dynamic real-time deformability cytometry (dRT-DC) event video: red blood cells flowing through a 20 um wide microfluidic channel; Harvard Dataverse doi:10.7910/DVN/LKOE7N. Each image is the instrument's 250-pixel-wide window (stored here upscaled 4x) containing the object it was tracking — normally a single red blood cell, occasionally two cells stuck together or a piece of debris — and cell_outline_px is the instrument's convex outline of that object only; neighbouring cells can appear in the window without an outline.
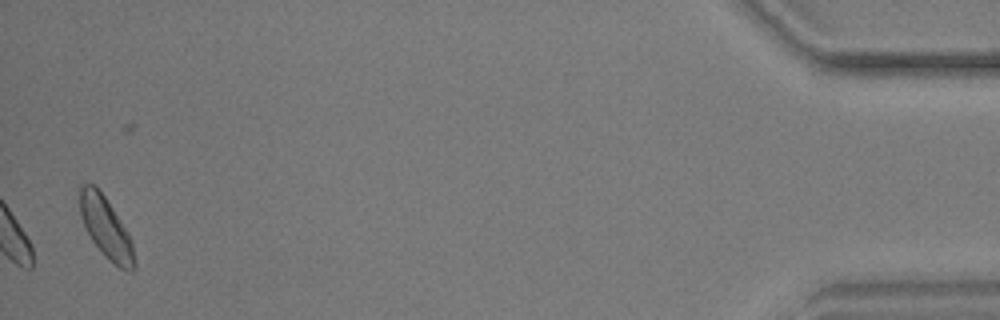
{"species": "common noctule bat (a hibernating species)", "species_latin": "Nyctalus noctula", "temperature_condition": "warm", "stored_images_in_passage": 37, "camera_frame_rate_fps": 3000, "um_per_image_px": 0.085, "animal": {"sex": "male", "body_mass_g": 17.9, "forearm_length_mm": 54.2}, "frame": {"image": 1, "passage_image": 37, "time_ms": 12.0, "image_size_px": [1000, 320], "cell_outline_px": [[136, 268], [132, 272], [128, 272], [120, 268], [104, 256], [92, 240], [80, 216], [76, 192], [80, 184], [92, 184], [104, 196], [128, 232], [132, 244]], "centroid_in_image_um": [8.96, 19.34], "position_along_channel_um": 426.2, "area_um2": 19.48}}